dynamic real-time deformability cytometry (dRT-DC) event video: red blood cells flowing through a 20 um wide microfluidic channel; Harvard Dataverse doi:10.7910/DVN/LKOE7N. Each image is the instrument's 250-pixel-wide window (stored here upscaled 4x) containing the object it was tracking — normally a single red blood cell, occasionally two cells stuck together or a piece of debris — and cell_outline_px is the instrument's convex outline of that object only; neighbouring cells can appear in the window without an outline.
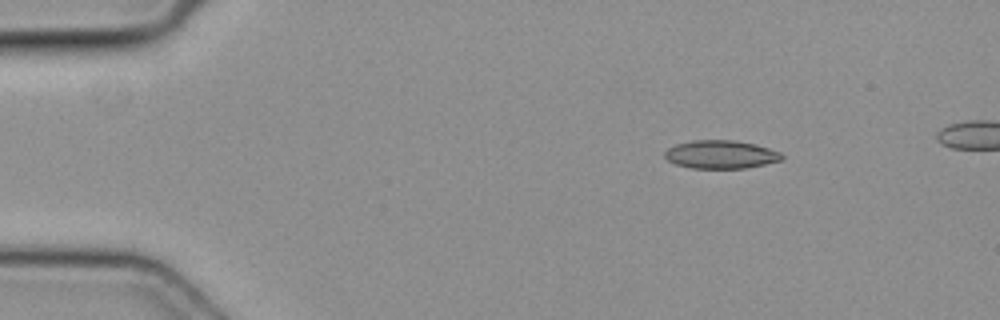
{"species": "common noctule bat (a hibernating species)", "species_latin": "Nyctalus noctula", "temperature_condition": "cold", "stored_images_in_passage": 12, "camera_frame_rate_fps": 3000, "um_per_image_px": 0.085, "animal": {"sex": "female", "body_mass_g": 19.3, "forearm_length_mm": 54.1}, "frame": {"image": 1, "passage_image": 7, "time_ms": 2.0, "image_size_px": [1000, 320], "cell_outline_px": [[784, 156], [780, 160], [764, 164], [744, 168], [692, 168], [676, 164], [668, 160], [664, 156], [664, 152], [668, 148], [676, 144], [692, 140], [732, 140], [756, 144], [780, 152]], "centroid_in_image_um": [61.25, 13.12], "position_along_channel_um": 23.8, "area_um2": 19.13}}